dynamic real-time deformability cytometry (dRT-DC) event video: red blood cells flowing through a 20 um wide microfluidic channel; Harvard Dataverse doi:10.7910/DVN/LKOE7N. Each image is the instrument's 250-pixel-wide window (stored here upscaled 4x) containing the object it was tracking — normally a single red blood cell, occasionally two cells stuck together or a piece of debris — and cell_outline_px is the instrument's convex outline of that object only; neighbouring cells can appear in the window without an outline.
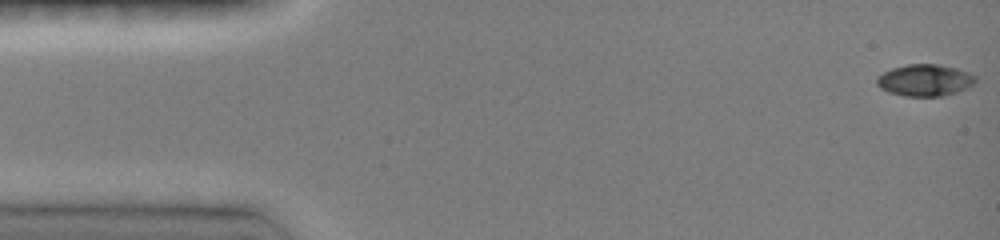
{"species": "common noctule bat (a hibernating species)", "species_latin": "Nyctalus noctula", "temperature_condition": "room temperature", "stored_images_in_passage": 7, "camera_frame_rate_fps": 3000, "um_per_image_px": 0.085, "animal": {"sex": "female", "body_mass_g": 19.0, "forearm_length_mm": 51.5}, "frame": {"image": 1, "passage_image": 1, "time_ms": 0.0, "image_size_px": [1000, 240], "cell_outline_px": [[976, 80], [972, 84], [956, 92], [944, 96], [904, 96], [888, 92], [880, 88], [876, 84], [876, 76], [892, 68], [908, 64], [940, 64], [956, 68], [968, 72], [976, 76]], "centroid_in_image_um": [78.58, 6.81], "position_along_channel_um": 6.4, "area_um2": 18.26}}
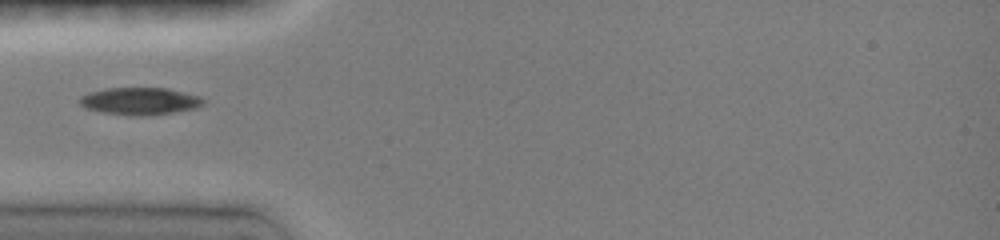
{"frame": {"image": 2, "passage_image": 5, "time_ms": 4.667, "image_size_px": [1000, 240], "cell_outline_px": [[204, 104], [196, 108], [172, 112], [144, 116], [132, 116], [104, 112], [84, 108], [80, 104], [80, 96], [88, 92], [104, 88], [168, 88], [200, 96], [204, 100]], "centroid_in_image_um": [11.88, 8.59], "position_along_channel_um": 73.1, "area_um2": 19.71}}
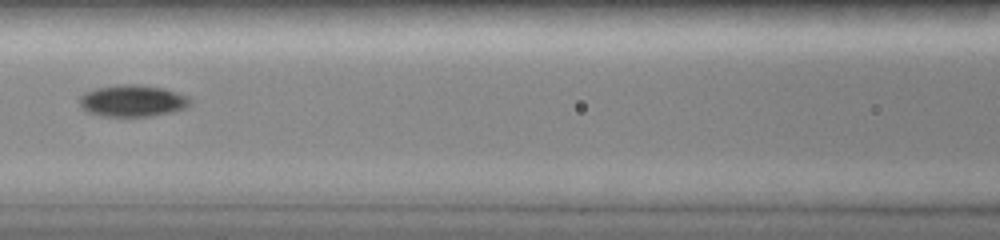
{"frame": {"image": 3, "passage_image": 7, "time_ms": 6.667, "image_size_px": [1000, 240], "cell_outline_px": [[192, 104], [188, 108], [172, 112], [152, 116], [100, 116], [88, 112], [80, 104], [80, 96], [84, 92], [96, 88], [116, 84], [140, 84], [164, 88], [188, 96], [192, 100]], "centroid_in_image_um": [11.31, 8.56], "position_along_channel_um": 155.3, "area_um2": 20.75}}